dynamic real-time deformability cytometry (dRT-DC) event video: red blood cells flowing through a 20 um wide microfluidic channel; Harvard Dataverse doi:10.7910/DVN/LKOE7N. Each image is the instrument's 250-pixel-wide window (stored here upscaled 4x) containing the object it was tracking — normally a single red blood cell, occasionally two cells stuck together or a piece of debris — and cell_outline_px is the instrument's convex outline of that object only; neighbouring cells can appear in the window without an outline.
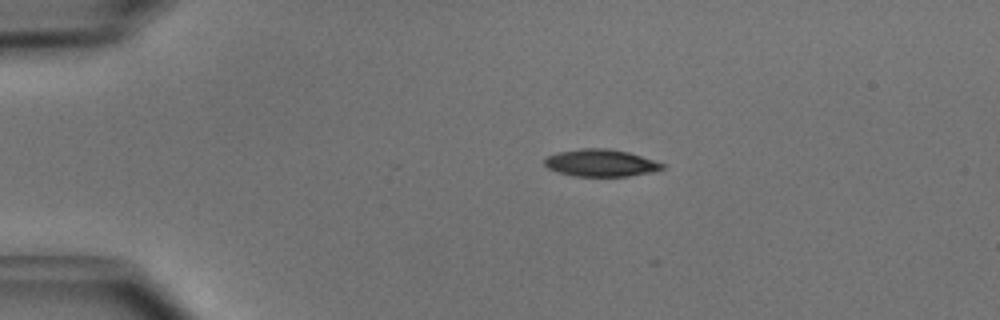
{"species": "common noctule bat (a hibernating species)", "species_latin": "Nyctalus noctula", "temperature_condition": "cold", "stored_images_in_passage": 36, "camera_frame_rate_fps": 3000, "um_per_image_px": 0.085, "animal": {"sex": "male", "body_mass_g": 15.6}, "frame": {"image": 1, "passage_image": 1, "time_ms": 0.0, "image_size_px": [1000, 320], "cell_outline_px": [[664, 168], [652, 172], [628, 176], [576, 176], [560, 172], [548, 168], [544, 164], [544, 160], [548, 156], [560, 152], [580, 148], [608, 148], [628, 152], [664, 164]], "centroid_in_image_um": [51.06, 13.84], "position_along_channel_um": 33.9, "area_um2": 18.38}}
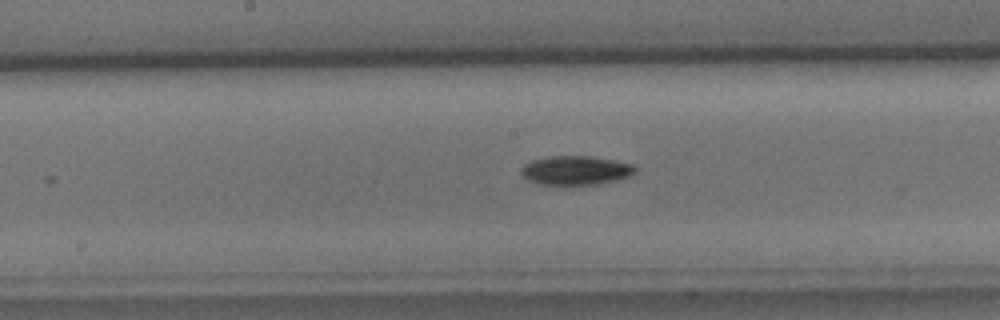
{"frame": {"image": 2, "passage_image": 17, "time_ms": 5.333, "image_size_px": [1000, 320], "cell_outline_px": [[636, 172], [628, 176], [616, 180], [596, 184], [540, 184], [528, 180], [520, 172], [520, 168], [524, 164], [532, 160], [548, 156], [592, 156], [632, 164], [636, 168]], "centroid_in_image_um": [48.91, 14.47], "position_along_channel_um": 199.3, "area_um2": 19.13}}
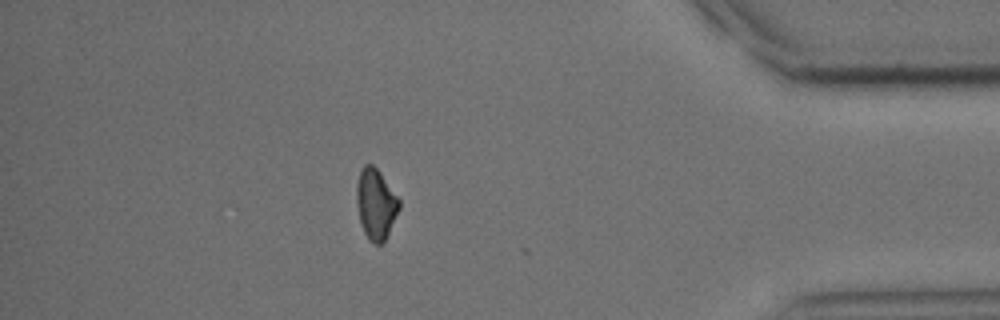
{"frame": {"image": 3, "passage_image": 35, "time_ms": 11.333, "image_size_px": [1000, 320], "cell_outline_px": [[400, 208], [384, 240], [380, 244], [376, 244], [368, 240], [364, 232], [360, 220], [356, 200], [356, 184], [360, 172], [364, 164], [372, 164], [380, 172], [400, 200]], "centroid_in_image_um": [31.93, 17.32], "position_along_channel_um": 403.3, "area_um2": 17.28}, "authors_computed_cell_mechanics": {"area_um2": 19.2185, "velocity_mm_per_s": 4.0021, "shape_relaxation_time_tau1_ms": 2.5229, "shape_relaxation_time_tau2_ms": null, "deformation_change_tau1": 0.0957, "deformation_change_tau2": null}}